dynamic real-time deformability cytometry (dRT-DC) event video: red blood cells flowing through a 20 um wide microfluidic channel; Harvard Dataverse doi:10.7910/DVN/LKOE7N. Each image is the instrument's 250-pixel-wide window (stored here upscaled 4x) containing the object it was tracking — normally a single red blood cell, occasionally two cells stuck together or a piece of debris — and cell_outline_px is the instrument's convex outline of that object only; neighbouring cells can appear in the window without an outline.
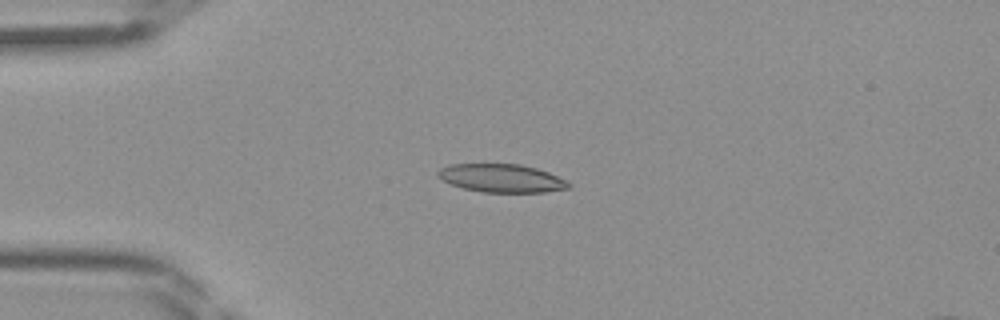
{"species": "Egyptian fruit bat (a non-hibernating species)", "species_latin": "Rousettus aegyptiacus", "temperature_condition": "room temperature", "stored_images_in_passage": 44, "camera_frame_rate_fps": 3000, "um_per_image_px": 0.085, "frame": {"image": 1, "passage_image": 10, "time_ms": 3.0, "image_size_px": [1000, 320], "cell_outline_px": [[572, 184], [568, 188], [544, 192], [484, 192], [464, 188], [452, 184], [444, 180], [436, 172], [440, 168], [452, 164], [520, 164], [536, 168], [548, 172], [568, 180]], "centroid_in_image_um": [42.68, 15.14], "position_along_channel_um": 42.3, "area_um2": 21.33}}
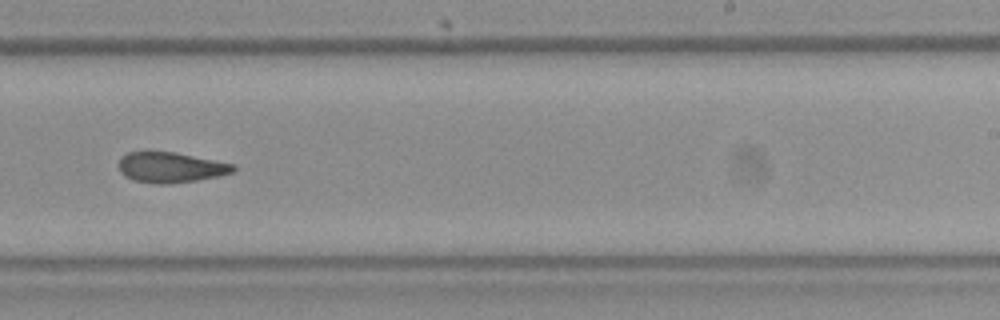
{"frame": {"image": 2, "passage_image": 27, "time_ms": 8.667, "image_size_px": [1000, 320], "cell_outline_px": [[236, 172], [220, 176], [172, 184], [160, 184], [132, 180], [124, 176], [120, 172], [120, 156], [128, 152], [148, 148], [176, 152], [236, 164]], "centroid_in_image_um": [14.5, 14.18], "position_along_channel_um": 274.5, "area_um2": 21.21}}
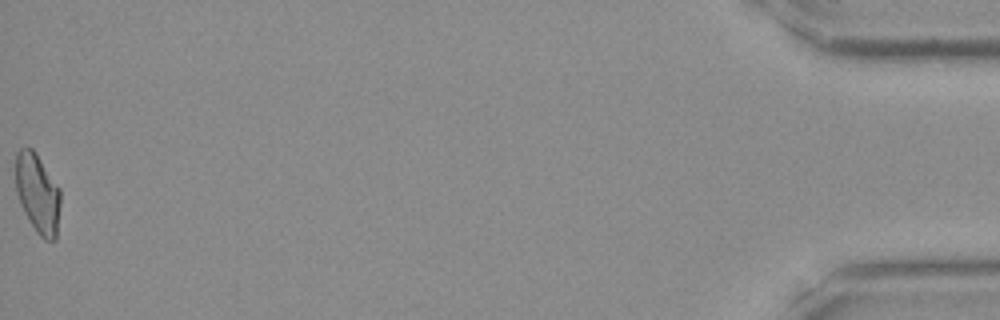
{"frame": {"image": 3, "passage_image": 44, "time_ms": 14.333, "image_size_px": [1000, 320], "cell_outline_px": [[60, 204], [56, 240], [44, 240], [36, 232], [28, 220], [20, 204], [16, 192], [16, 152], [20, 148], [32, 148], [36, 152], [60, 188]], "centroid_in_image_um": [3.2, 16.45], "position_along_channel_um": 432.0, "area_um2": 20.92}}